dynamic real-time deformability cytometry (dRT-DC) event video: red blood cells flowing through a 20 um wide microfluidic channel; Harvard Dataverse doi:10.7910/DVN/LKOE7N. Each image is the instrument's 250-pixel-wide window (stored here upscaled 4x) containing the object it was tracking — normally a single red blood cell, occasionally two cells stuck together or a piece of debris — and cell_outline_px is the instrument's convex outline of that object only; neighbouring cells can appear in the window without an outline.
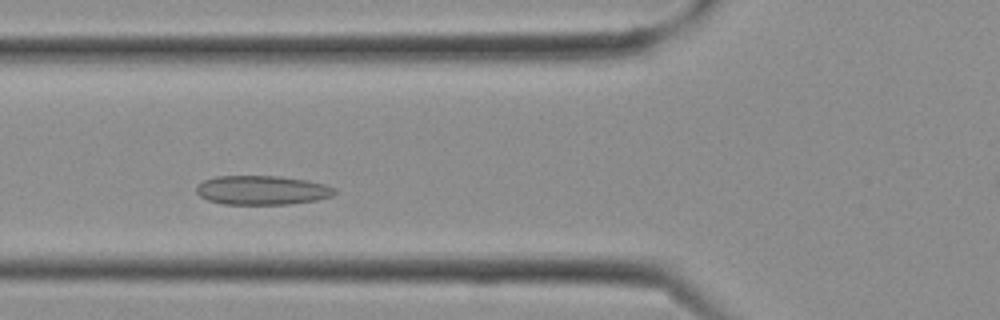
{"species": "Egyptian fruit bat (a non-hibernating species)", "species_latin": "Rousettus aegyptiacus", "temperature_condition": "cold", "stored_images_in_passage": 26, "camera_frame_rate_fps": 3000, "um_per_image_px": 0.085, "frame": {"image": 1, "passage_image": 7, "time_ms": 2.0, "image_size_px": [1000, 320], "cell_outline_px": [[336, 192], [332, 196], [316, 200], [288, 204], [224, 204], [208, 200], [200, 196], [196, 192], [196, 184], [204, 180], [216, 176], [280, 176], [308, 180], [324, 184], [336, 188]], "centroid_in_image_um": [22.27, 16.16], "position_along_channel_um": 103.5, "area_um2": 23.58}}
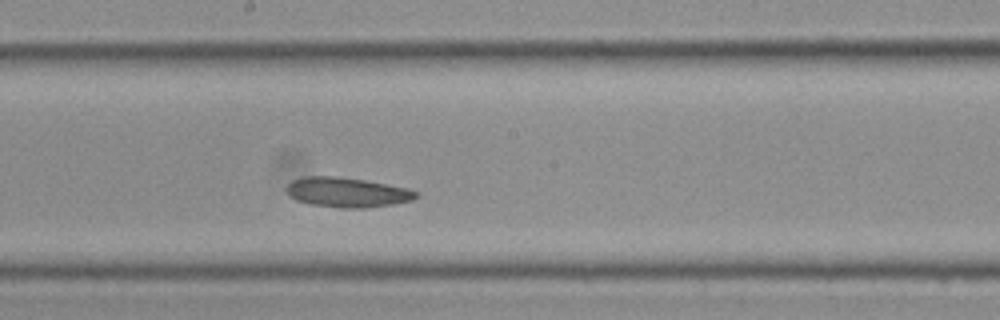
{"frame": {"image": 2, "passage_image": 12, "time_ms": 3.667, "image_size_px": [1000, 320], "cell_outline_px": [[420, 196], [412, 200], [392, 204], [364, 208], [340, 208], [312, 204], [296, 200], [288, 192], [288, 184], [292, 180], [304, 176], [340, 176], [364, 180], [408, 188], [420, 192]], "centroid_in_image_um": [29.55, 16.34], "position_along_channel_um": 218.6, "area_um2": 22.43}}
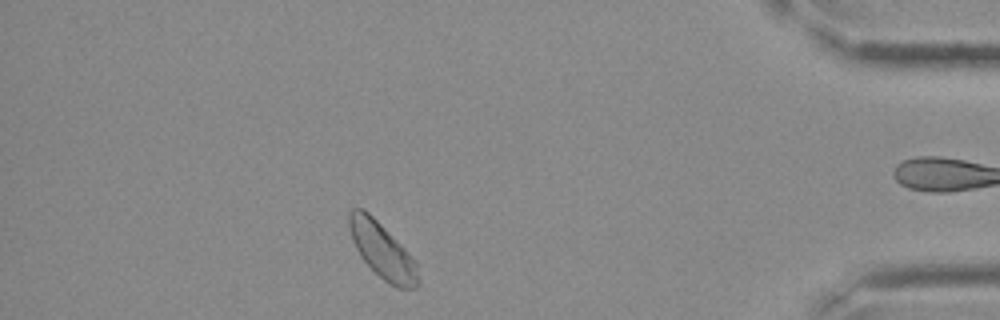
{"frame": {"image": 3, "passage_image": 22, "time_ms": 7.0, "image_size_px": [1000, 320], "cell_outline_px": [[420, 284], [416, 288], [396, 288], [388, 284], [360, 256], [352, 240], [348, 228], [348, 212], [352, 208], [360, 208], [368, 212], [404, 248], [416, 264], [420, 280]], "centroid_in_image_um": [32.48, 21.31], "position_along_channel_um": 402.7, "area_um2": 22.02}}